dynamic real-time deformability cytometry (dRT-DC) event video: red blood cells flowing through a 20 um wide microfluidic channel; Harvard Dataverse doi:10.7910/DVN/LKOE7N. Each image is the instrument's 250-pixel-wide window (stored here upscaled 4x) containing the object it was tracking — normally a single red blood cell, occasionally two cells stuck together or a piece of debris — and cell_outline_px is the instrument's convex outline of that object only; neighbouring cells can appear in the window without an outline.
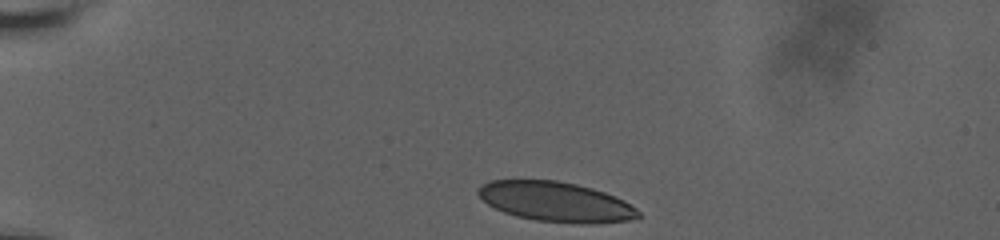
{"species": "human", "species_latin": "Homo sapiens", "temperature_condition": "room temperature", "stored_images_in_passage": 38, "camera_frame_rate_fps": 3000, "um_per_image_px": 0.085, "donor": {"sex": "male"}, "frame": {"image": 1, "passage_image": 1, "time_ms": 0.0, "image_size_px": [1000, 240], "cell_outline_px": [[640, 216], [632, 220], [592, 224], [572, 224], [536, 220], [516, 216], [504, 212], [488, 204], [476, 192], [476, 188], [480, 184], [488, 180], [556, 180], [576, 184], [592, 188], [616, 196], [624, 200], [636, 208], [640, 212]], "centroid_in_image_um": [47.25, 17.15], "position_along_channel_um": 37.8, "area_um2": 37.51}}
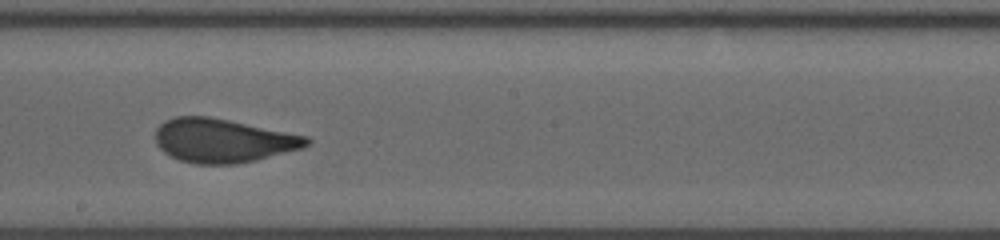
{"frame": {"image": 2, "passage_image": 22, "time_ms": 7.0, "image_size_px": [1000, 240], "cell_outline_px": [[312, 140], [304, 148], [256, 160], [236, 164], [196, 164], [180, 160], [164, 152], [156, 144], [156, 128], [164, 120], [176, 116], [208, 116], [308, 136]], "centroid_in_image_um": [18.96, 11.95], "position_along_channel_um": 229.2, "area_um2": 38.61}}
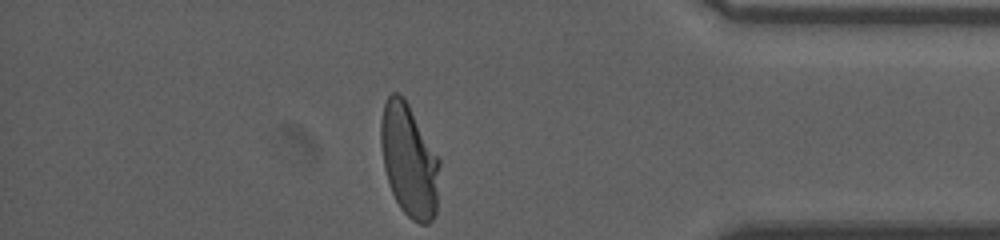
{"frame": {"image": 3, "passage_image": 38, "time_ms": 12.333, "image_size_px": [1000, 240], "cell_outline_px": [[440, 164], [436, 212], [432, 220], [428, 224], [420, 224], [412, 220], [400, 208], [392, 192], [384, 168], [380, 144], [380, 120], [384, 104], [388, 96], [392, 92], [396, 92], [404, 96], [440, 160]], "centroid_in_image_um": [34.77, 13.63], "position_along_channel_um": 400.4, "area_um2": 38.67}, "authors_computed_cell_mechanics": {"area_um2": 38.8705, "velocity_mm_per_s": 3.6659, "shape_relaxation_time_tau1_ms": 6.4498, "shape_relaxation_time_tau2_ms": null, "deformation_change_tau1": 0.1957, "deformation_change_tau2": null}}